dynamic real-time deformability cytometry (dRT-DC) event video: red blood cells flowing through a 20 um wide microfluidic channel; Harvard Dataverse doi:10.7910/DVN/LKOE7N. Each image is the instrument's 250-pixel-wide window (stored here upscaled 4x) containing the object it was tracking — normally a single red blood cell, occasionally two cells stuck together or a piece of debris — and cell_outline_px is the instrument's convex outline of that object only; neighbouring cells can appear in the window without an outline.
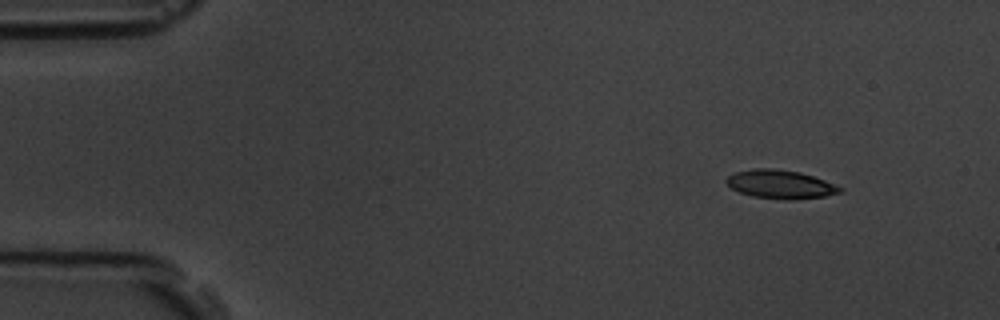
{"species": "common noctule bat (a hibernating species)", "species_latin": "Nyctalus noctula", "temperature_condition": "room temperature", "stored_images_in_passage": 4, "camera_frame_rate_fps": 3000, "um_per_image_px": 0.085, "animal": {"sex": "male", "body_mass_g": 19.5, "forearm_length_mm": 54.6}, "frame": {"image": 1, "passage_image": 1, "time_ms": 0.0, "image_size_px": [1000, 320], "cell_outline_px": [[844, 192], [824, 196], [792, 200], [784, 200], [752, 196], [740, 192], [732, 188], [724, 180], [728, 176], [736, 172], [756, 168], [772, 168], [800, 172], [824, 180], [844, 188]], "centroid_in_image_um": [66.36, 15.67], "position_along_channel_um": 18.6, "area_um2": 18.9}}
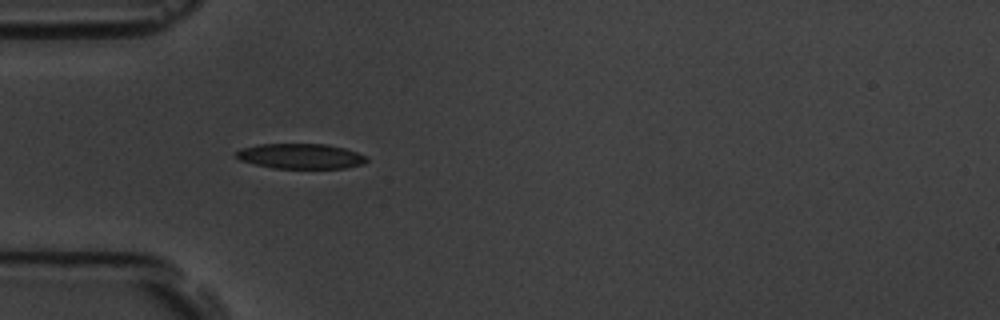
{"frame": {"image": 2, "passage_image": 4, "time_ms": 3.667, "image_size_px": [1000, 320], "cell_outline_px": [[368, 160], [364, 164], [344, 168], [276, 168], [256, 164], [240, 160], [236, 156], [236, 152], [240, 148], [260, 144], [324, 144], [344, 148], [368, 156]], "centroid_in_image_um": [25.58, 13.27], "position_along_channel_um": 59.4, "area_um2": 19.02}}